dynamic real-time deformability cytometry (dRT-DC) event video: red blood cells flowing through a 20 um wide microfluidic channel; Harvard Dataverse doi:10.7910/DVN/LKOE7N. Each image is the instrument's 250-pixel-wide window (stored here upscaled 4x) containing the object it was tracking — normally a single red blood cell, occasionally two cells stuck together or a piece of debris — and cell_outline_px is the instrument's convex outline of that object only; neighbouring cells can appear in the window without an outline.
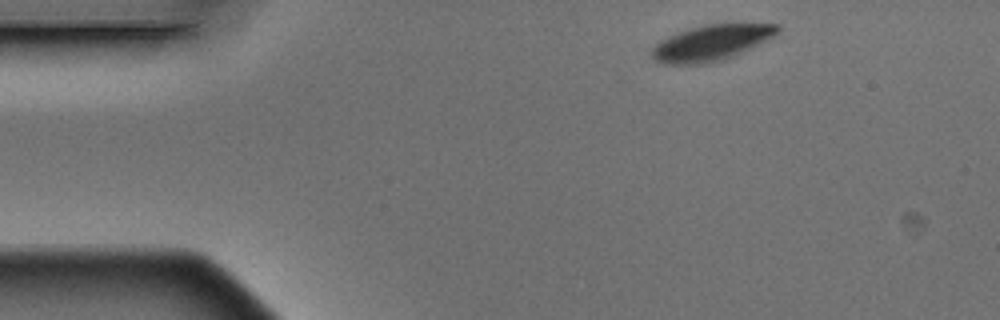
{"species": "Egyptian fruit bat (a non-hibernating species)", "species_latin": "Rousettus aegyptiacus", "temperature_condition": "warm", "stored_images_in_passage": 3, "camera_frame_rate_fps": 3000, "um_per_image_px": 0.085, "animal": {"sex": "male"}, "frame": {"image": 1, "passage_image": 1, "time_ms": 0.0, "image_size_px": [1000, 320], "cell_outline_px": [[780, 32], [732, 56], [704, 64], [664, 64], [652, 60], [652, 48], [660, 40], [668, 36], [692, 28], [708, 24], [780, 24]], "centroid_in_image_um": [60.4, 3.64], "position_along_channel_um": 24.6, "area_um2": 25.49}}